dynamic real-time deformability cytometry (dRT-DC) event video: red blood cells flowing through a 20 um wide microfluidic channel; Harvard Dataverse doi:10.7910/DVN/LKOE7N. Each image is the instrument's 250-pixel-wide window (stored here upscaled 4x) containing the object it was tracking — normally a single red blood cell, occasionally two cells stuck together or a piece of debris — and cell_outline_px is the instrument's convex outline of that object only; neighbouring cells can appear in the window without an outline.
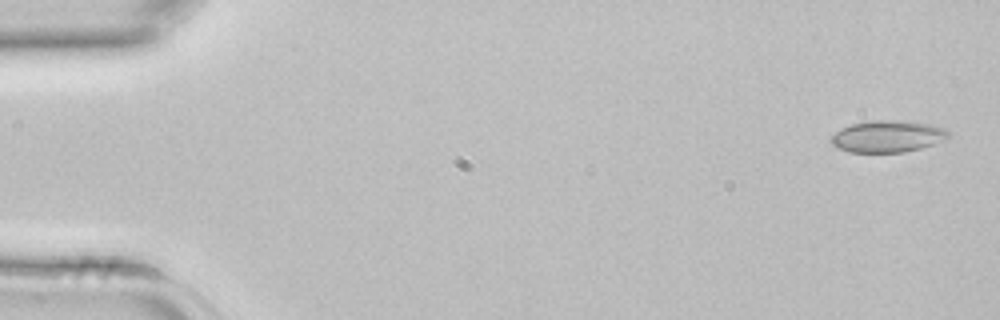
{"species": "common noctule bat (a hibernating species)", "species_latin": "Nyctalus noctula", "temperature_condition": "room temperature", "stored_images_in_passage": 4, "camera_frame_rate_fps": 3000, "um_per_image_px": 0.085, "animal": {"sex": "female", "body_mass_g": 22.7, "forearm_length_mm": 54.2}, "frame": {"image": 1, "passage_image": 1, "time_ms": 0.0, "image_size_px": [1000, 320], "cell_outline_px": [[952, 136], [948, 140], [920, 148], [904, 152], [848, 152], [836, 148], [828, 140], [840, 128], [852, 124], [872, 120], [904, 120], [928, 124], [944, 128], [952, 132]], "centroid_in_image_um": [75.48, 11.59], "position_along_channel_um": 9.5, "area_um2": 22.14}}
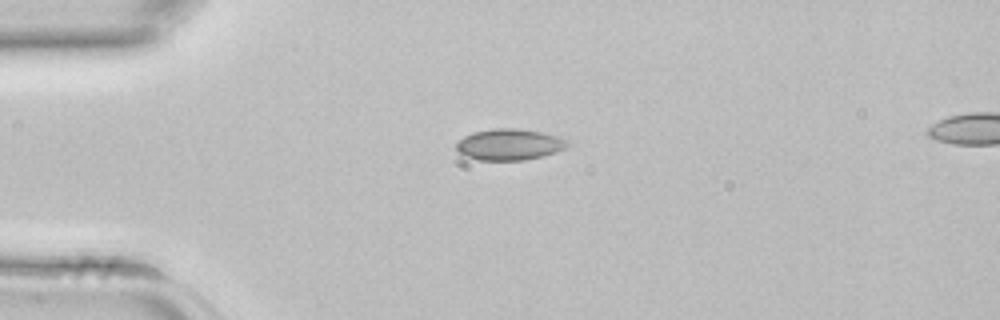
{"frame": {"image": 2, "passage_image": 3, "time_ms": 0.667, "image_size_px": [1000, 320], "cell_outline_px": [[568, 144], [564, 148], [556, 152], [524, 160], [476, 160], [464, 156], [456, 148], [456, 144], [464, 136], [472, 132], [496, 128], [516, 128], [540, 132], [560, 136], [568, 140]], "centroid_in_image_um": [43.28, 12.28], "position_along_channel_um": 41.7, "area_um2": 20.17}}